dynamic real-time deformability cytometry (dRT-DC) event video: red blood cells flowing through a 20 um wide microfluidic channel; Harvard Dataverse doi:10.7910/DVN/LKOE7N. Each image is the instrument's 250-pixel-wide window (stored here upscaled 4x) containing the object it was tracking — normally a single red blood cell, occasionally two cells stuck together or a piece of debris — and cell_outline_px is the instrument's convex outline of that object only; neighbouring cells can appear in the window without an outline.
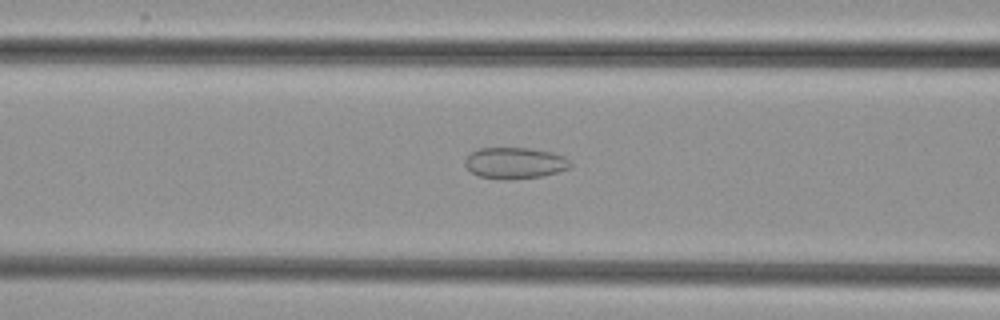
{"species": "common noctule bat (a hibernating species)", "species_latin": "Nyctalus noctula", "temperature_condition": "cold", "stored_images_in_passage": 42, "camera_frame_rate_fps": 3000, "um_per_image_px": 0.085, "animal": {"sex": "female", "body_mass_g": 29.2, "forearm_length_mm": 56.3}, "frame": {"image": 1, "passage_image": 15, "time_ms": 4.667, "image_size_px": [1000, 320], "cell_outline_px": [[572, 164], [568, 168], [556, 172], [540, 176], [512, 180], [504, 180], [480, 176], [472, 172], [464, 164], [464, 160], [472, 152], [480, 148], [532, 148], [552, 152], [564, 156], [572, 160]], "centroid_in_image_um": [43.78, 13.85], "position_along_channel_um": 122.8, "area_um2": 19.25}}
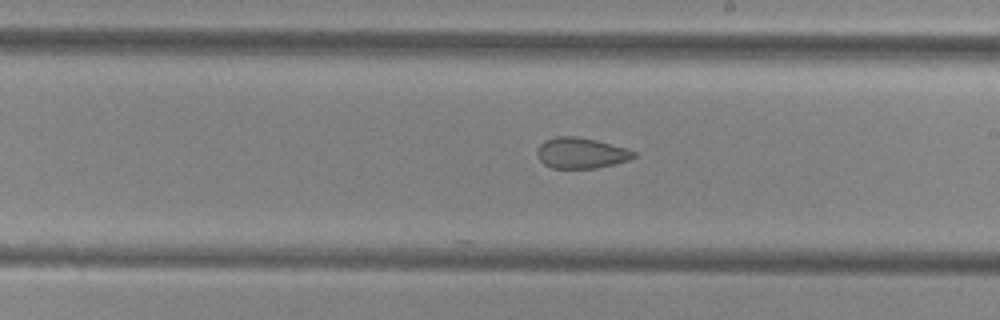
{"frame": {"image": 2, "passage_image": 24, "time_ms": 7.667, "image_size_px": [1000, 320], "cell_outline_px": [[636, 156], [628, 160], [616, 164], [596, 168], [552, 168], [544, 164], [540, 160], [536, 152], [540, 144], [544, 140], [556, 136], [576, 136], [596, 140], [628, 148], [636, 152]], "centroid_in_image_um": [49.4, 13.0], "position_along_channel_um": 239.6, "area_um2": 17.46}}
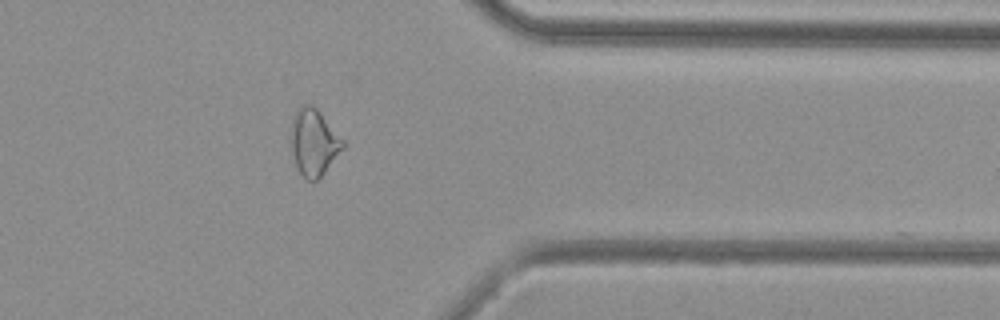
{"frame": {"image": 3, "passage_image": 36, "time_ms": 11.667, "image_size_px": [1000, 320], "cell_outline_px": [[344, 148], [324, 172], [316, 180], [308, 180], [300, 172], [296, 164], [292, 152], [292, 120], [300, 104], [312, 104], [320, 112], [344, 140]], "centroid_in_image_um": [26.69, 12.06], "position_along_channel_um": 384.7, "area_um2": 19.71}}